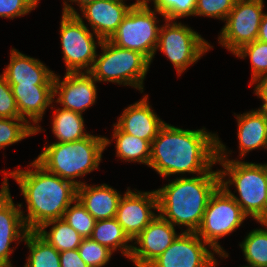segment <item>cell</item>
Returning <instances> with one entry per match:
<instances>
[{
    "label": "cell",
    "instance_id": "8fae6325",
    "mask_svg": "<svg viewBox=\"0 0 267 267\" xmlns=\"http://www.w3.org/2000/svg\"><path fill=\"white\" fill-rule=\"evenodd\" d=\"M264 0H236L218 35V44L233 55L242 46L257 40Z\"/></svg>",
    "mask_w": 267,
    "mask_h": 267
},
{
    "label": "cell",
    "instance_id": "d590c367",
    "mask_svg": "<svg viewBox=\"0 0 267 267\" xmlns=\"http://www.w3.org/2000/svg\"><path fill=\"white\" fill-rule=\"evenodd\" d=\"M0 118H21L12 89L0 74Z\"/></svg>",
    "mask_w": 267,
    "mask_h": 267
},
{
    "label": "cell",
    "instance_id": "f35d334b",
    "mask_svg": "<svg viewBox=\"0 0 267 267\" xmlns=\"http://www.w3.org/2000/svg\"><path fill=\"white\" fill-rule=\"evenodd\" d=\"M94 1H97V0H63L62 13L69 14V15H76L79 9L83 8L85 5L92 3ZM73 3L74 5H78L77 7H79V9L77 8L76 10L72 5Z\"/></svg>",
    "mask_w": 267,
    "mask_h": 267
},
{
    "label": "cell",
    "instance_id": "83f0119b",
    "mask_svg": "<svg viewBox=\"0 0 267 267\" xmlns=\"http://www.w3.org/2000/svg\"><path fill=\"white\" fill-rule=\"evenodd\" d=\"M251 230L239 246L246 265L243 267H267V226Z\"/></svg>",
    "mask_w": 267,
    "mask_h": 267
},
{
    "label": "cell",
    "instance_id": "8992f818",
    "mask_svg": "<svg viewBox=\"0 0 267 267\" xmlns=\"http://www.w3.org/2000/svg\"><path fill=\"white\" fill-rule=\"evenodd\" d=\"M101 53L96 55L94 65L89 72L97 82H111L130 86L144 93V81L151 61L142 53L124 49L102 40Z\"/></svg>",
    "mask_w": 267,
    "mask_h": 267
},
{
    "label": "cell",
    "instance_id": "7402d4cb",
    "mask_svg": "<svg viewBox=\"0 0 267 267\" xmlns=\"http://www.w3.org/2000/svg\"><path fill=\"white\" fill-rule=\"evenodd\" d=\"M122 196L105 183L90 185L85 182L77 187V199L96 220L115 218Z\"/></svg>",
    "mask_w": 267,
    "mask_h": 267
},
{
    "label": "cell",
    "instance_id": "44dd1931",
    "mask_svg": "<svg viewBox=\"0 0 267 267\" xmlns=\"http://www.w3.org/2000/svg\"><path fill=\"white\" fill-rule=\"evenodd\" d=\"M239 160L255 149H267V114L261 109H251L236 114Z\"/></svg>",
    "mask_w": 267,
    "mask_h": 267
},
{
    "label": "cell",
    "instance_id": "ab89813d",
    "mask_svg": "<svg viewBox=\"0 0 267 267\" xmlns=\"http://www.w3.org/2000/svg\"><path fill=\"white\" fill-rule=\"evenodd\" d=\"M257 40L267 43V13L262 17Z\"/></svg>",
    "mask_w": 267,
    "mask_h": 267
},
{
    "label": "cell",
    "instance_id": "b9f144b4",
    "mask_svg": "<svg viewBox=\"0 0 267 267\" xmlns=\"http://www.w3.org/2000/svg\"><path fill=\"white\" fill-rule=\"evenodd\" d=\"M264 169H265V173H266V179H267V163H263Z\"/></svg>",
    "mask_w": 267,
    "mask_h": 267
},
{
    "label": "cell",
    "instance_id": "836d02e7",
    "mask_svg": "<svg viewBox=\"0 0 267 267\" xmlns=\"http://www.w3.org/2000/svg\"><path fill=\"white\" fill-rule=\"evenodd\" d=\"M236 0H197L194 16H203L225 21Z\"/></svg>",
    "mask_w": 267,
    "mask_h": 267
},
{
    "label": "cell",
    "instance_id": "6da1fadb",
    "mask_svg": "<svg viewBox=\"0 0 267 267\" xmlns=\"http://www.w3.org/2000/svg\"><path fill=\"white\" fill-rule=\"evenodd\" d=\"M218 134L200 129H183L165 123L151 143L149 166L159 176L199 175L217 164Z\"/></svg>",
    "mask_w": 267,
    "mask_h": 267
},
{
    "label": "cell",
    "instance_id": "ffe728a7",
    "mask_svg": "<svg viewBox=\"0 0 267 267\" xmlns=\"http://www.w3.org/2000/svg\"><path fill=\"white\" fill-rule=\"evenodd\" d=\"M10 61L2 72L8 84L54 85L55 72L38 58L27 56L15 48L10 50Z\"/></svg>",
    "mask_w": 267,
    "mask_h": 267
},
{
    "label": "cell",
    "instance_id": "60d3db41",
    "mask_svg": "<svg viewBox=\"0 0 267 267\" xmlns=\"http://www.w3.org/2000/svg\"><path fill=\"white\" fill-rule=\"evenodd\" d=\"M256 223H261L262 225L267 226V212L266 214L262 217L260 221H256Z\"/></svg>",
    "mask_w": 267,
    "mask_h": 267
},
{
    "label": "cell",
    "instance_id": "d6986e66",
    "mask_svg": "<svg viewBox=\"0 0 267 267\" xmlns=\"http://www.w3.org/2000/svg\"><path fill=\"white\" fill-rule=\"evenodd\" d=\"M148 99L149 94H144L142 99L124 108L114 124L121 131L152 143L166 122L154 112Z\"/></svg>",
    "mask_w": 267,
    "mask_h": 267
},
{
    "label": "cell",
    "instance_id": "f546056e",
    "mask_svg": "<svg viewBox=\"0 0 267 267\" xmlns=\"http://www.w3.org/2000/svg\"><path fill=\"white\" fill-rule=\"evenodd\" d=\"M233 55L240 59L249 57L252 69L249 86L260 76L267 75V43L253 41L242 46Z\"/></svg>",
    "mask_w": 267,
    "mask_h": 267
},
{
    "label": "cell",
    "instance_id": "4dcf8cb0",
    "mask_svg": "<svg viewBox=\"0 0 267 267\" xmlns=\"http://www.w3.org/2000/svg\"><path fill=\"white\" fill-rule=\"evenodd\" d=\"M62 219L67 222L82 238H90L96 219L76 198L64 212Z\"/></svg>",
    "mask_w": 267,
    "mask_h": 267
},
{
    "label": "cell",
    "instance_id": "7c38bea8",
    "mask_svg": "<svg viewBox=\"0 0 267 267\" xmlns=\"http://www.w3.org/2000/svg\"><path fill=\"white\" fill-rule=\"evenodd\" d=\"M218 255L196 232H180L147 267H218Z\"/></svg>",
    "mask_w": 267,
    "mask_h": 267
},
{
    "label": "cell",
    "instance_id": "7a4b0ae2",
    "mask_svg": "<svg viewBox=\"0 0 267 267\" xmlns=\"http://www.w3.org/2000/svg\"><path fill=\"white\" fill-rule=\"evenodd\" d=\"M0 171L4 173L3 180H8V176L12 177L20 188L27 209H22V202L19 205L29 231H36L49 221L61 219L69 205L77 198L76 185L46 171L35 160L26 169Z\"/></svg>",
    "mask_w": 267,
    "mask_h": 267
},
{
    "label": "cell",
    "instance_id": "9a60e30c",
    "mask_svg": "<svg viewBox=\"0 0 267 267\" xmlns=\"http://www.w3.org/2000/svg\"><path fill=\"white\" fill-rule=\"evenodd\" d=\"M29 230L27 229L19 203L15 204L11 196L8 180H2L0 189V267H14L11 254L17 241L18 246Z\"/></svg>",
    "mask_w": 267,
    "mask_h": 267
},
{
    "label": "cell",
    "instance_id": "cb8c5ba5",
    "mask_svg": "<svg viewBox=\"0 0 267 267\" xmlns=\"http://www.w3.org/2000/svg\"><path fill=\"white\" fill-rule=\"evenodd\" d=\"M115 140V154L123 162H137L149 166L151 157V143L148 140L121 131L113 124V134Z\"/></svg>",
    "mask_w": 267,
    "mask_h": 267
},
{
    "label": "cell",
    "instance_id": "603a6c76",
    "mask_svg": "<svg viewBox=\"0 0 267 267\" xmlns=\"http://www.w3.org/2000/svg\"><path fill=\"white\" fill-rule=\"evenodd\" d=\"M90 238L106 246L113 253L120 251L125 258L129 259L131 255L132 241L115 218L96 220Z\"/></svg>",
    "mask_w": 267,
    "mask_h": 267
},
{
    "label": "cell",
    "instance_id": "277c9868",
    "mask_svg": "<svg viewBox=\"0 0 267 267\" xmlns=\"http://www.w3.org/2000/svg\"><path fill=\"white\" fill-rule=\"evenodd\" d=\"M232 150H228L218 136L217 164L220 185L242 208L250 218L260 221L267 212V179L262 163H252L230 159ZM235 188L234 193L230 189ZM235 192L238 193L235 195Z\"/></svg>",
    "mask_w": 267,
    "mask_h": 267
},
{
    "label": "cell",
    "instance_id": "8d00e7d4",
    "mask_svg": "<svg viewBox=\"0 0 267 267\" xmlns=\"http://www.w3.org/2000/svg\"><path fill=\"white\" fill-rule=\"evenodd\" d=\"M61 267H89L80 257L78 249L60 252Z\"/></svg>",
    "mask_w": 267,
    "mask_h": 267
},
{
    "label": "cell",
    "instance_id": "2e32d148",
    "mask_svg": "<svg viewBox=\"0 0 267 267\" xmlns=\"http://www.w3.org/2000/svg\"><path fill=\"white\" fill-rule=\"evenodd\" d=\"M176 228L158 215L134 239L128 260L132 261L135 267H147L178 237L180 233L176 232Z\"/></svg>",
    "mask_w": 267,
    "mask_h": 267
},
{
    "label": "cell",
    "instance_id": "d4e9b609",
    "mask_svg": "<svg viewBox=\"0 0 267 267\" xmlns=\"http://www.w3.org/2000/svg\"><path fill=\"white\" fill-rule=\"evenodd\" d=\"M51 131L56 142H74L87 137L84 116L64 108L57 107L52 114Z\"/></svg>",
    "mask_w": 267,
    "mask_h": 267
},
{
    "label": "cell",
    "instance_id": "f1b7e54d",
    "mask_svg": "<svg viewBox=\"0 0 267 267\" xmlns=\"http://www.w3.org/2000/svg\"><path fill=\"white\" fill-rule=\"evenodd\" d=\"M35 135V129L23 118H0V149Z\"/></svg>",
    "mask_w": 267,
    "mask_h": 267
},
{
    "label": "cell",
    "instance_id": "ac0fdd59",
    "mask_svg": "<svg viewBox=\"0 0 267 267\" xmlns=\"http://www.w3.org/2000/svg\"><path fill=\"white\" fill-rule=\"evenodd\" d=\"M15 97L20 117L35 129V135L43 130L39 123L47 108L53 109L54 85L9 84ZM32 123V124H31Z\"/></svg>",
    "mask_w": 267,
    "mask_h": 267
},
{
    "label": "cell",
    "instance_id": "9c48e42d",
    "mask_svg": "<svg viewBox=\"0 0 267 267\" xmlns=\"http://www.w3.org/2000/svg\"><path fill=\"white\" fill-rule=\"evenodd\" d=\"M158 37L157 50L173 64L177 76L196 64L213 46L197 31L181 21L163 19Z\"/></svg>",
    "mask_w": 267,
    "mask_h": 267
},
{
    "label": "cell",
    "instance_id": "5bb4252c",
    "mask_svg": "<svg viewBox=\"0 0 267 267\" xmlns=\"http://www.w3.org/2000/svg\"><path fill=\"white\" fill-rule=\"evenodd\" d=\"M60 75L54 74V103L61 108L83 115L96 103V80L89 72L65 73L63 80Z\"/></svg>",
    "mask_w": 267,
    "mask_h": 267
},
{
    "label": "cell",
    "instance_id": "4fadbf2b",
    "mask_svg": "<svg viewBox=\"0 0 267 267\" xmlns=\"http://www.w3.org/2000/svg\"><path fill=\"white\" fill-rule=\"evenodd\" d=\"M157 216L158 199L156 191L131 190L128 187L119 201L115 219L133 242Z\"/></svg>",
    "mask_w": 267,
    "mask_h": 267
},
{
    "label": "cell",
    "instance_id": "d6a6232c",
    "mask_svg": "<svg viewBox=\"0 0 267 267\" xmlns=\"http://www.w3.org/2000/svg\"><path fill=\"white\" fill-rule=\"evenodd\" d=\"M80 257L89 267H105L113 252L91 238H83L78 247Z\"/></svg>",
    "mask_w": 267,
    "mask_h": 267
},
{
    "label": "cell",
    "instance_id": "5b68a950",
    "mask_svg": "<svg viewBox=\"0 0 267 267\" xmlns=\"http://www.w3.org/2000/svg\"><path fill=\"white\" fill-rule=\"evenodd\" d=\"M113 140L105 136L89 134L74 142H50L41 148V153L34 159L46 171L72 182L77 187L85 181L88 173L99 169L103 152Z\"/></svg>",
    "mask_w": 267,
    "mask_h": 267
},
{
    "label": "cell",
    "instance_id": "30bf717a",
    "mask_svg": "<svg viewBox=\"0 0 267 267\" xmlns=\"http://www.w3.org/2000/svg\"><path fill=\"white\" fill-rule=\"evenodd\" d=\"M59 28L66 73L90 72L102 40L76 15L62 13Z\"/></svg>",
    "mask_w": 267,
    "mask_h": 267
},
{
    "label": "cell",
    "instance_id": "1f68e13d",
    "mask_svg": "<svg viewBox=\"0 0 267 267\" xmlns=\"http://www.w3.org/2000/svg\"><path fill=\"white\" fill-rule=\"evenodd\" d=\"M153 4L154 10L158 11L167 20H178L195 15L197 0H145Z\"/></svg>",
    "mask_w": 267,
    "mask_h": 267
},
{
    "label": "cell",
    "instance_id": "4316f807",
    "mask_svg": "<svg viewBox=\"0 0 267 267\" xmlns=\"http://www.w3.org/2000/svg\"><path fill=\"white\" fill-rule=\"evenodd\" d=\"M24 243L29 250L24 267H61L60 252L36 231H28Z\"/></svg>",
    "mask_w": 267,
    "mask_h": 267
},
{
    "label": "cell",
    "instance_id": "52a82bcc",
    "mask_svg": "<svg viewBox=\"0 0 267 267\" xmlns=\"http://www.w3.org/2000/svg\"><path fill=\"white\" fill-rule=\"evenodd\" d=\"M157 14L164 18L145 0H136L109 41L120 48L142 53L152 63L161 28Z\"/></svg>",
    "mask_w": 267,
    "mask_h": 267
},
{
    "label": "cell",
    "instance_id": "e575fe53",
    "mask_svg": "<svg viewBox=\"0 0 267 267\" xmlns=\"http://www.w3.org/2000/svg\"><path fill=\"white\" fill-rule=\"evenodd\" d=\"M40 0H0V18L13 20L28 15L38 7Z\"/></svg>",
    "mask_w": 267,
    "mask_h": 267
},
{
    "label": "cell",
    "instance_id": "e0dca14e",
    "mask_svg": "<svg viewBox=\"0 0 267 267\" xmlns=\"http://www.w3.org/2000/svg\"><path fill=\"white\" fill-rule=\"evenodd\" d=\"M125 0H97L85 5L76 16L87 20L90 30L101 40H109L135 2Z\"/></svg>",
    "mask_w": 267,
    "mask_h": 267
},
{
    "label": "cell",
    "instance_id": "3957f363",
    "mask_svg": "<svg viewBox=\"0 0 267 267\" xmlns=\"http://www.w3.org/2000/svg\"><path fill=\"white\" fill-rule=\"evenodd\" d=\"M156 191L158 215L181 232H196L201 225L208 201L220 186L219 170L192 177H176ZM182 226V227H180Z\"/></svg>",
    "mask_w": 267,
    "mask_h": 267
},
{
    "label": "cell",
    "instance_id": "484cf974",
    "mask_svg": "<svg viewBox=\"0 0 267 267\" xmlns=\"http://www.w3.org/2000/svg\"><path fill=\"white\" fill-rule=\"evenodd\" d=\"M36 232L59 252L78 249L83 240L62 218L43 224Z\"/></svg>",
    "mask_w": 267,
    "mask_h": 267
},
{
    "label": "cell",
    "instance_id": "ba28073f",
    "mask_svg": "<svg viewBox=\"0 0 267 267\" xmlns=\"http://www.w3.org/2000/svg\"><path fill=\"white\" fill-rule=\"evenodd\" d=\"M249 218L220 185L211 195L196 234L207 243L221 259L229 253L220 245V239L235 232Z\"/></svg>",
    "mask_w": 267,
    "mask_h": 267
},
{
    "label": "cell",
    "instance_id": "74e56055",
    "mask_svg": "<svg viewBox=\"0 0 267 267\" xmlns=\"http://www.w3.org/2000/svg\"><path fill=\"white\" fill-rule=\"evenodd\" d=\"M251 85H254L253 93L262 101L258 109L265 110L267 108V75L260 76Z\"/></svg>",
    "mask_w": 267,
    "mask_h": 267
}]
</instances>
